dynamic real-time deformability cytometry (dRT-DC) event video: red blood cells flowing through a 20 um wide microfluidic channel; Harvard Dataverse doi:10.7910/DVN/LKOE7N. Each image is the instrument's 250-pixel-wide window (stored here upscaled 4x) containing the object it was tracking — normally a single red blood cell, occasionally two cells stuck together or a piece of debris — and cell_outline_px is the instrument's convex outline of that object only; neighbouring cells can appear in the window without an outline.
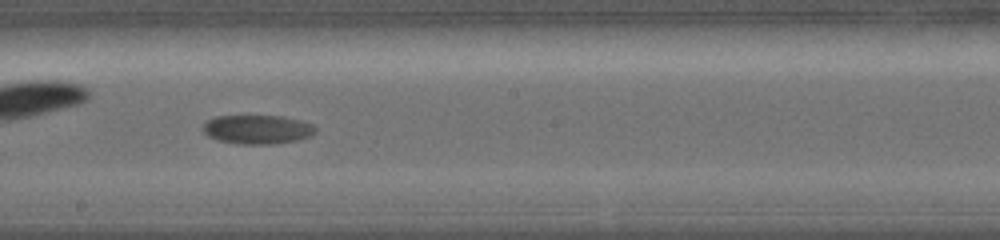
{"species": "common noctule bat (a hibernating species)", "species_latin": "Nyctalus noctula", "temperature_condition": "warm", "stored_images_in_passage": 27, "camera_frame_rate_fps": 5000, "um_per_image_px": 0.085, "animal": {"sex": "female", "body_mass_g": 19.0, "forearm_length_mm": 56.7}, "frame": {"image": 1, "passage_image": 12, "time_ms": 3.0, "image_size_px": [1000, 240], "cell_outline_px": [[316, 128], [308, 136], [292, 140], [268, 144], [244, 144], [220, 140], [208, 136], [204, 132], [204, 124], [208, 120], [216, 116], [280, 116], [296, 120], [308, 124]], "centroid_in_image_um": [21.79, 10.99], "position_along_channel_um": 226.4, "area_um2": 18.15}}